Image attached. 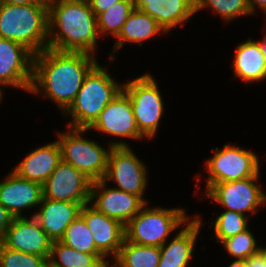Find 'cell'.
Wrapping results in <instances>:
<instances>
[{
	"mask_svg": "<svg viewBox=\"0 0 266 267\" xmlns=\"http://www.w3.org/2000/svg\"><path fill=\"white\" fill-rule=\"evenodd\" d=\"M246 267H266L263 255L258 251L245 260Z\"/></svg>",
	"mask_w": 266,
	"mask_h": 267,
	"instance_id": "836d02e7",
	"label": "cell"
},
{
	"mask_svg": "<svg viewBox=\"0 0 266 267\" xmlns=\"http://www.w3.org/2000/svg\"><path fill=\"white\" fill-rule=\"evenodd\" d=\"M48 259L5 247L0 242V267H49Z\"/></svg>",
	"mask_w": 266,
	"mask_h": 267,
	"instance_id": "4dcf8cb0",
	"label": "cell"
},
{
	"mask_svg": "<svg viewBox=\"0 0 266 267\" xmlns=\"http://www.w3.org/2000/svg\"><path fill=\"white\" fill-rule=\"evenodd\" d=\"M256 41L259 43L260 45V50L262 55L265 57L266 59V35H264L262 38H260L259 40L256 39Z\"/></svg>",
	"mask_w": 266,
	"mask_h": 267,
	"instance_id": "8d00e7d4",
	"label": "cell"
},
{
	"mask_svg": "<svg viewBox=\"0 0 266 267\" xmlns=\"http://www.w3.org/2000/svg\"><path fill=\"white\" fill-rule=\"evenodd\" d=\"M148 166L135 154L130 146H113L108 156V163L103 181L115 183V188L145 198L148 187Z\"/></svg>",
	"mask_w": 266,
	"mask_h": 267,
	"instance_id": "30bf717a",
	"label": "cell"
},
{
	"mask_svg": "<svg viewBox=\"0 0 266 267\" xmlns=\"http://www.w3.org/2000/svg\"><path fill=\"white\" fill-rule=\"evenodd\" d=\"M0 38L18 42L34 55L48 48V4L0 3Z\"/></svg>",
	"mask_w": 266,
	"mask_h": 267,
	"instance_id": "277c9868",
	"label": "cell"
},
{
	"mask_svg": "<svg viewBox=\"0 0 266 267\" xmlns=\"http://www.w3.org/2000/svg\"><path fill=\"white\" fill-rule=\"evenodd\" d=\"M88 129L67 127L56 133L60 147L61 160L74 166L93 182L105 176L108 156L112 146H106L93 139L85 138Z\"/></svg>",
	"mask_w": 266,
	"mask_h": 267,
	"instance_id": "8992f818",
	"label": "cell"
},
{
	"mask_svg": "<svg viewBox=\"0 0 266 267\" xmlns=\"http://www.w3.org/2000/svg\"><path fill=\"white\" fill-rule=\"evenodd\" d=\"M91 10L98 17L105 10L121 0H87Z\"/></svg>",
	"mask_w": 266,
	"mask_h": 267,
	"instance_id": "1f68e13d",
	"label": "cell"
},
{
	"mask_svg": "<svg viewBox=\"0 0 266 267\" xmlns=\"http://www.w3.org/2000/svg\"><path fill=\"white\" fill-rule=\"evenodd\" d=\"M263 16H265L266 17V12H263ZM264 21H266V18H265V20ZM266 23V22H265ZM265 30V33H264V35H266V28H264Z\"/></svg>",
	"mask_w": 266,
	"mask_h": 267,
	"instance_id": "b9f144b4",
	"label": "cell"
},
{
	"mask_svg": "<svg viewBox=\"0 0 266 267\" xmlns=\"http://www.w3.org/2000/svg\"><path fill=\"white\" fill-rule=\"evenodd\" d=\"M88 131L114 136L113 138H117L115 141L109 140L112 147L130 146L129 143L123 141L128 138L134 141L142 140V142L145 139L138 130L131 100L123 90L100 112ZM118 138L121 140L119 141Z\"/></svg>",
	"mask_w": 266,
	"mask_h": 267,
	"instance_id": "8fae6325",
	"label": "cell"
},
{
	"mask_svg": "<svg viewBox=\"0 0 266 267\" xmlns=\"http://www.w3.org/2000/svg\"><path fill=\"white\" fill-rule=\"evenodd\" d=\"M203 218L196 213L182 227L175 232L170 241H166L160 247V261L158 267H189L193 255H195L196 244L199 239L200 230L203 229ZM198 238V239H197Z\"/></svg>",
	"mask_w": 266,
	"mask_h": 267,
	"instance_id": "ac0fdd59",
	"label": "cell"
},
{
	"mask_svg": "<svg viewBox=\"0 0 266 267\" xmlns=\"http://www.w3.org/2000/svg\"><path fill=\"white\" fill-rule=\"evenodd\" d=\"M204 9L219 15L229 25L235 19L251 16L247 0H196V13Z\"/></svg>",
	"mask_w": 266,
	"mask_h": 267,
	"instance_id": "83f0119b",
	"label": "cell"
},
{
	"mask_svg": "<svg viewBox=\"0 0 266 267\" xmlns=\"http://www.w3.org/2000/svg\"><path fill=\"white\" fill-rule=\"evenodd\" d=\"M0 242L8 248L49 258L52 240L34 217H14Z\"/></svg>",
	"mask_w": 266,
	"mask_h": 267,
	"instance_id": "9a60e30c",
	"label": "cell"
},
{
	"mask_svg": "<svg viewBox=\"0 0 266 267\" xmlns=\"http://www.w3.org/2000/svg\"><path fill=\"white\" fill-rule=\"evenodd\" d=\"M61 161L58 141L34 148L12 169L18 176L43 185Z\"/></svg>",
	"mask_w": 266,
	"mask_h": 267,
	"instance_id": "44dd1931",
	"label": "cell"
},
{
	"mask_svg": "<svg viewBox=\"0 0 266 267\" xmlns=\"http://www.w3.org/2000/svg\"><path fill=\"white\" fill-rule=\"evenodd\" d=\"M228 267H246L245 260L233 259Z\"/></svg>",
	"mask_w": 266,
	"mask_h": 267,
	"instance_id": "74e56055",
	"label": "cell"
},
{
	"mask_svg": "<svg viewBox=\"0 0 266 267\" xmlns=\"http://www.w3.org/2000/svg\"><path fill=\"white\" fill-rule=\"evenodd\" d=\"M185 208L151 207L149 202L125 225V239L136 244L161 247L173 232L193 216Z\"/></svg>",
	"mask_w": 266,
	"mask_h": 267,
	"instance_id": "5b68a950",
	"label": "cell"
},
{
	"mask_svg": "<svg viewBox=\"0 0 266 267\" xmlns=\"http://www.w3.org/2000/svg\"><path fill=\"white\" fill-rule=\"evenodd\" d=\"M231 63L233 78L246 84L264 82L266 79V59L262 55L260 45L249 37L237 44Z\"/></svg>",
	"mask_w": 266,
	"mask_h": 267,
	"instance_id": "603a6c76",
	"label": "cell"
},
{
	"mask_svg": "<svg viewBox=\"0 0 266 267\" xmlns=\"http://www.w3.org/2000/svg\"><path fill=\"white\" fill-rule=\"evenodd\" d=\"M108 259L103 254H88L53 241L48 259L49 267H98Z\"/></svg>",
	"mask_w": 266,
	"mask_h": 267,
	"instance_id": "cb8c5ba5",
	"label": "cell"
},
{
	"mask_svg": "<svg viewBox=\"0 0 266 267\" xmlns=\"http://www.w3.org/2000/svg\"><path fill=\"white\" fill-rule=\"evenodd\" d=\"M249 228L233 237L222 240L219 245L233 259L246 260L259 251L260 245Z\"/></svg>",
	"mask_w": 266,
	"mask_h": 267,
	"instance_id": "f546056e",
	"label": "cell"
},
{
	"mask_svg": "<svg viewBox=\"0 0 266 267\" xmlns=\"http://www.w3.org/2000/svg\"><path fill=\"white\" fill-rule=\"evenodd\" d=\"M168 33L163 29L157 21L150 15L141 10L134 9L127 21L123 24L121 32L115 38V43L107 57V61L114 62L116 60V53L124 46V44H138L143 45V42L151 40L153 37Z\"/></svg>",
	"mask_w": 266,
	"mask_h": 267,
	"instance_id": "7402d4cb",
	"label": "cell"
},
{
	"mask_svg": "<svg viewBox=\"0 0 266 267\" xmlns=\"http://www.w3.org/2000/svg\"><path fill=\"white\" fill-rule=\"evenodd\" d=\"M98 267H117L115 262L112 260H107L105 262H103L102 264H100Z\"/></svg>",
	"mask_w": 266,
	"mask_h": 267,
	"instance_id": "f35d334b",
	"label": "cell"
},
{
	"mask_svg": "<svg viewBox=\"0 0 266 267\" xmlns=\"http://www.w3.org/2000/svg\"><path fill=\"white\" fill-rule=\"evenodd\" d=\"M214 154L205 160L203 171L205 191L214 183L236 181L251 177H260L261 161L259 154L236 144H224L222 148L215 147Z\"/></svg>",
	"mask_w": 266,
	"mask_h": 267,
	"instance_id": "ba28073f",
	"label": "cell"
},
{
	"mask_svg": "<svg viewBox=\"0 0 266 267\" xmlns=\"http://www.w3.org/2000/svg\"><path fill=\"white\" fill-rule=\"evenodd\" d=\"M113 261L117 267H158L160 247L140 245L125 239Z\"/></svg>",
	"mask_w": 266,
	"mask_h": 267,
	"instance_id": "d4e9b609",
	"label": "cell"
},
{
	"mask_svg": "<svg viewBox=\"0 0 266 267\" xmlns=\"http://www.w3.org/2000/svg\"><path fill=\"white\" fill-rule=\"evenodd\" d=\"M97 58L85 52L43 50L33 58L29 93L51 100L63 114L75 100L85 77L99 63Z\"/></svg>",
	"mask_w": 266,
	"mask_h": 267,
	"instance_id": "6da1fadb",
	"label": "cell"
},
{
	"mask_svg": "<svg viewBox=\"0 0 266 267\" xmlns=\"http://www.w3.org/2000/svg\"><path fill=\"white\" fill-rule=\"evenodd\" d=\"M14 216L0 203V240L11 225Z\"/></svg>",
	"mask_w": 266,
	"mask_h": 267,
	"instance_id": "d6a6232c",
	"label": "cell"
},
{
	"mask_svg": "<svg viewBox=\"0 0 266 267\" xmlns=\"http://www.w3.org/2000/svg\"><path fill=\"white\" fill-rule=\"evenodd\" d=\"M248 7L252 15H258L256 12L260 9L261 13L266 12V0H247Z\"/></svg>",
	"mask_w": 266,
	"mask_h": 267,
	"instance_id": "e575fe53",
	"label": "cell"
},
{
	"mask_svg": "<svg viewBox=\"0 0 266 267\" xmlns=\"http://www.w3.org/2000/svg\"><path fill=\"white\" fill-rule=\"evenodd\" d=\"M106 216L116 219L124 226L142 209L146 202L137 195L127 193L103 180L92 184L90 202Z\"/></svg>",
	"mask_w": 266,
	"mask_h": 267,
	"instance_id": "5bb4252c",
	"label": "cell"
},
{
	"mask_svg": "<svg viewBox=\"0 0 266 267\" xmlns=\"http://www.w3.org/2000/svg\"><path fill=\"white\" fill-rule=\"evenodd\" d=\"M60 241L66 246L82 253L102 254L96 248L92 233L85 220L80 215L66 228Z\"/></svg>",
	"mask_w": 266,
	"mask_h": 267,
	"instance_id": "f1b7e54d",
	"label": "cell"
},
{
	"mask_svg": "<svg viewBox=\"0 0 266 267\" xmlns=\"http://www.w3.org/2000/svg\"><path fill=\"white\" fill-rule=\"evenodd\" d=\"M260 177L214 183L203 196L225 210L235 211L249 217L266 205V192L259 183ZM265 192V193H264Z\"/></svg>",
	"mask_w": 266,
	"mask_h": 267,
	"instance_id": "9c48e42d",
	"label": "cell"
},
{
	"mask_svg": "<svg viewBox=\"0 0 266 267\" xmlns=\"http://www.w3.org/2000/svg\"><path fill=\"white\" fill-rule=\"evenodd\" d=\"M30 217H34L52 241H60L66 228L79 215L82 205L78 202L57 201L43 198Z\"/></svg>",
	"mask_w": 266,
	"mask_h": 267,
	"instance_id": "ffe728a7",
	"label": "cell"
},
{
	"mask_svg": "<svg viewBox=\"0 0 266 267\" xmlns=\"http://www.w3.org/2000/svg\"><path fill=\"white\" fill-rule=\"evenodd\" d=\"M130 98L138 130L145 140L158 133L164 116V101L158 82L151 73H144L123 83L122 89Z\"/></svg>",
	"mask_w": 266,
	"mask_h": 267,
	"instance_id": "52a82bcc",
	"label": "cell"
},
{
	"mask_svg": "<svg viewBox=\"0 0 266 267\" xmlns=\"http://www.w3.org/2000/svg\"><path fill=\"white\" fill-rule=\"evenodd\" d=\"M134 10V0H121L97 17L98 32L102 38L117 37L123 24Z\"/></svg>",
	"mask_w": 266,
	"mask_h": 267,
	"instance_id": "484cf974",
	"label": "cell"
},
{
	"mask_svg": "<svg viewBox=\"0 0 266 267\" xmlns=\"http://www.w3.org/2000/svg\"><path fill=\"white\" fill-rule=\"evenodd\" d=\"M0 3L28 5V4H48L47 0H0Z\"/></svg>",
	"mask_w": 266,
	"mask_h": 267,
	"instance_id": "d590c367",
	"label": "cell"
},
{
	"mask_svg": "<svg viewBox=\"0 0 266 267\" xmlns=\"http://www.w3.org/2000/svg\"><path fill=\"white\" fill-rule=\"evenodd\" d=\"M48 23V48L98 56L101 37L87 0H48Z\"/></svg>",
	"mask_w": 266,
	"mask_h": 267,
	"instance_id": "7a4b0ae2",
	"label": "cell"
},
{
	"mask_svg": "<svg viewBox=\"0 0 266 267\" xmlns=\"http://www.w3.org/2000/svg\"><path fill=\"white\" fill-rule=\"evenodd\" d=\"M3 178L0 181V203L14 217H26L25 210H37L43 199V185L26 180L12 170Z\"/></svg>",
	"mask_w": 266,
	"mask_h": 267,
	"instance_id": "e0dca14e",
	"label": "cell"
},
{
	"mask_svg": "<svg viewBox=\"0 0 266 267\" xmlns=\"http://www.w3.org/2000/svg\"><path fill=\"white\" fill-rule=\"evenodd\" d=\"M3 94H4V92H2V90H0V104H1V102H2V100H3V99H2L3 96H4Z\"/></svg>",
	"mask_w": 266,
	"mask_h": 267,
	"instance_id": "60d3db41",
	"label": "cell"
},
{
	"mask_svg": "<svg viewBox=\"0 0 266 267\" xmlns=\"http://www.w3.org/2000/svg\"><path fill=\"white\" fill-rule=\"evenodd\" d=\"M134 9L150 15L169 34L196 14V0H134Z\"/></svg>",
	"mask_w": 266,
	"mask_h": 267,
	"instance_id": "d6986e66",
	"label": "cell"
},
{
	"mask_svg": "<svg viewBox=\"0 0 266 267\" xmlns=\"http://www.w3.org/2000/svg\"><path fill=\"white\" fill-rule=\"evenodd\" d=\"M107 67L98 63L85 77L75 100L62 115L71 117L66 127L88 129L123 89V83L112 78Z\"/></svg>",
	"mask_w": 266,
	"mask_h": 267,
	"instance_id": "3957f363",
	"label": "cell"
},
{
	"mask_svg": "<svg viewBox=\"0 0 266 267\" xmlns=\"http://www.w3.org/2000/svg\"><path fill=\"white\" fill-rule=\"evenodd\" d=\"M214 219L209 223V228H213L212 237L217 244L250 228L248 224L250 217L235 211L224 210L221 214L217 213Z\"/></svg>",
	"mask_w": 266,
	"mask_h": 267,
	"instance_id": "4316f807",
	"label": "cell"
},
{
	"mask_svg": "<svg viewBox=\"0 0 266 267\" xmlns=\"http://www.w3.org/2000/svg\"><path fill=\"white\" fill-rule=\"evenodd\" d=\"M259 252L263 255L266 264V244L265 246H263V244L260 245Z\"/></svg>",
	"mask_w": 266,
	"mask_h": 267,
	"instance_id": "ab89813d",
	"label": "cell"
},
{
	"mask_svg": "<svg viewBox=\"0 0 266 267\" xmlns=\"http://www.w3.org/2000/svg\"><path fill=\"white\" fill-rule=\"evenodd\" d=\"M80 216L89 227L96 248L108 260H113L125 240V226L98 211L90 203L82 206Z\"/></svg>",
	"mask_w": 266,
	"mask_h": 267,
	"instance_id": "2e32d148",
	"label": "cell"
},
{
	"mask_svg": "<svg viewBox=\"0 0 266 267\" xmlns=\"http://www.w3.org/2000/svg\"><path fill=\"white\" fill-rule=\"evenodd\" d=\"M34 54L22 44L0 38V90L16 88L29 93ZM2 87V88H1Z\"/></svg>",
	"mask_w": 266,
	"mask_h": 267,
	"instance_id": "7c38bea8",
	"label": "cell"
},
{
	"mask_svg": "<svg viewBox=\"0 0 266 267\" xmlns=\"http://www.w3.org/2000/svg\"><path fill=\"white\" fill-rule=\"evenodd\" d=\"M93 181L74 166L60 161L43 184V198L57 201L90 202Z\"/></svg>",
	"mask_w": 266,
	"mask_h": 267,
	"instance_id": "4fadbf2b",
	"label": "cell"
}]
</instances>
